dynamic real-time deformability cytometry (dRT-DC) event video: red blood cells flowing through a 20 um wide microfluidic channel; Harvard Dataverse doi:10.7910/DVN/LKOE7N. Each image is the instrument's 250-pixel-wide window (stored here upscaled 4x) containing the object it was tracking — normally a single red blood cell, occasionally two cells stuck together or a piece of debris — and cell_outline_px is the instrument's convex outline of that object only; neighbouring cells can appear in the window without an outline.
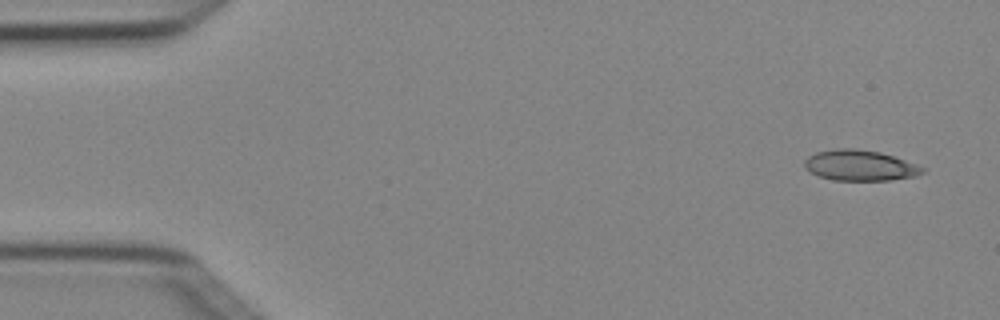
{"species": "Egyptian fruit bat (a non-hibernating species)", "species_latin": "Rousettus aegyptiacus", "temperature_condition": "cold", "stored_images_in_passage": 4, "camera_frame_rate_fps": 3000, "um_per_image_px": 0.085, "animal": {"sex": "female"}, "frame": {"image": 1, "passage_image": 1, "time_ms": 0.0, "image_size_px": [1000, 320], "cell_outline_px": [[924, 172], [916, 176], [888, 180], [832, 180], [820, 176], [804, 168], [804, 160], [808, 156], [816, 152], [836, 148], [856, 148], [880, 152], [916, 164], [924, 168]], "centroid_in_image_um": [73.06, 14.05], "position_along_channel_um": 11.9, "area_um2": 20.98}}
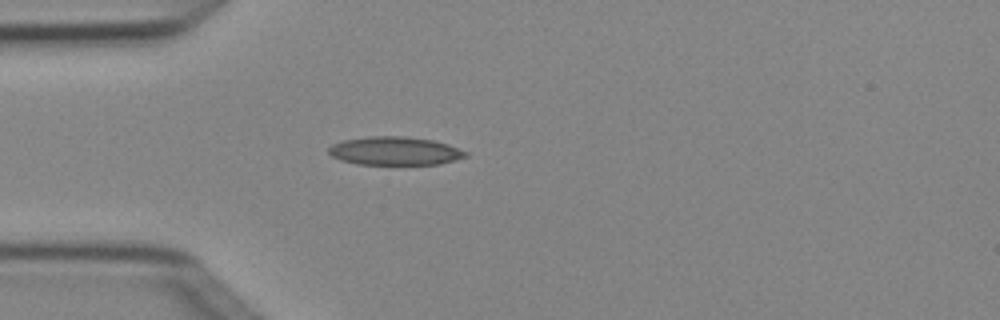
{"frame": {"image": 2, "passage_image": 4, "time_ms": 1.0, "image_size_px": [1000, 320], "cell_outline_px": [[468, 156], [456, 160], [440, 164], [356, 164], [340, 160], [332, 156], [328, 152], [328, 148], [332, 144], [344, 140], [368, 136], [404, 136], [432, 140], [448, 144], [468, 152]], "centroid_in_image_um": [33.57, 12.83], "position_along_channel_um": 51.4, "area_um2": 22.72}}